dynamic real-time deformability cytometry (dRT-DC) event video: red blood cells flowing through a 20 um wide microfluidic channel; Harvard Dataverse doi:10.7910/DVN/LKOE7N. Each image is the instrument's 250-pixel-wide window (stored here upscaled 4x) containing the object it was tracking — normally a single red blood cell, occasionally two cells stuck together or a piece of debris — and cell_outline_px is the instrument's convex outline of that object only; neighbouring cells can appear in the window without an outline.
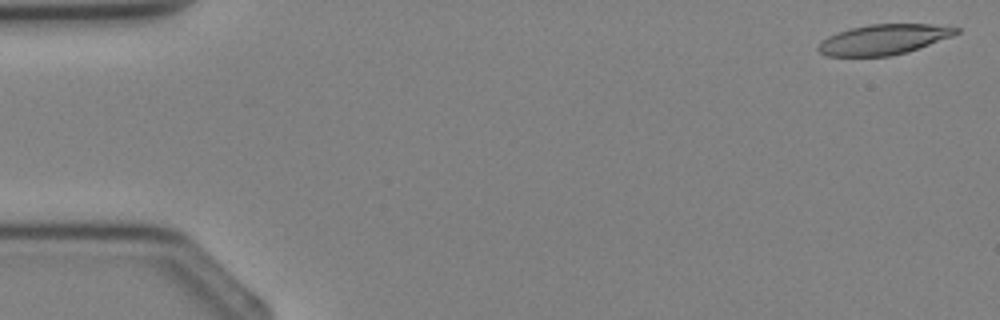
{"species": "Egyptian fruit bat (a non-hibernating species)", "species_latin": "Rousettus aegyptiacus", "temperature_condition": "cold", "stored_images_in_passage": 3, "camera_frame_rate_fps": 3000, "um_per_image_px": 0.085, "animal": {"sex": "female"}, "frame": {"image": 1, "passage_image": 1, "time_ms": 0.0, "image_size_px": [1000, 320], "cell_outline_px": [[960, 32], [952, 36], [908, 52], [892, 56], [828, 56], [820, 52], [816, 48], [820, 40], [836, 32], [868, 24], [932, 24], [960, 28]], "centroid_in_image_um": [75.09, 3.35], "position_along_channel_um": 9.9, "area_um2": 24.39}}